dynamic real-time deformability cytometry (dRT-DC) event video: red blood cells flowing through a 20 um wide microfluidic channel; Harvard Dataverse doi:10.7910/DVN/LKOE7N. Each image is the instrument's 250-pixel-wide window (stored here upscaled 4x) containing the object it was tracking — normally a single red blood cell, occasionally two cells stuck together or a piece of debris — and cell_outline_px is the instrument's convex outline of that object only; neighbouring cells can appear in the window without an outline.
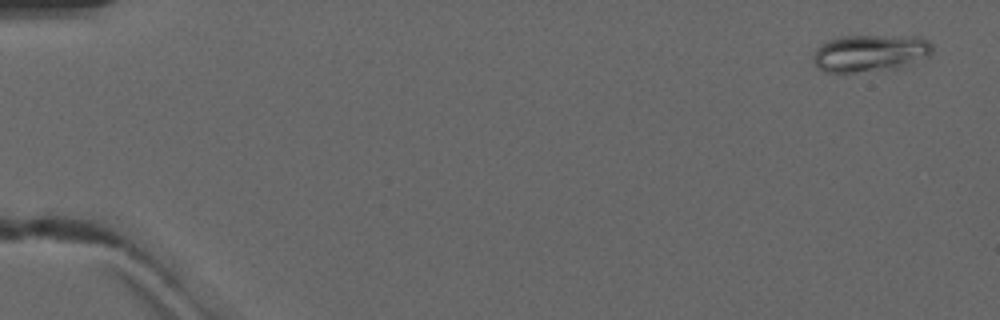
{"species": "common noctule bat (a hibernating species)", "species_latin": "Nyctalus noctula", "temperature_condition": "warm", "stored_images_in_passage": 5, "camera_frame_rate_fps": 3000, "um_per_image_px": 0.085, "animal": {"sex": "male", "forearm_length_mm": 52.5}, "frame": {"image": 1, "passage_image": 1, "time_ms": 0.0, "image_size_px": [1000, 320], "cell_outline_px": [[932, 52], [928, 56], [904, 68], [852, 72], [824, 72], [816, 68], [812, 60], [812, 56], [816, 48], [820, 44], [828, 40], [840, 36], [916, 36], [928, 40], [932, 44]], "centroid_in_image_um": [73.94, 4.52], "position_along_channel_um": 11.1, "area_um2": 26.24}}